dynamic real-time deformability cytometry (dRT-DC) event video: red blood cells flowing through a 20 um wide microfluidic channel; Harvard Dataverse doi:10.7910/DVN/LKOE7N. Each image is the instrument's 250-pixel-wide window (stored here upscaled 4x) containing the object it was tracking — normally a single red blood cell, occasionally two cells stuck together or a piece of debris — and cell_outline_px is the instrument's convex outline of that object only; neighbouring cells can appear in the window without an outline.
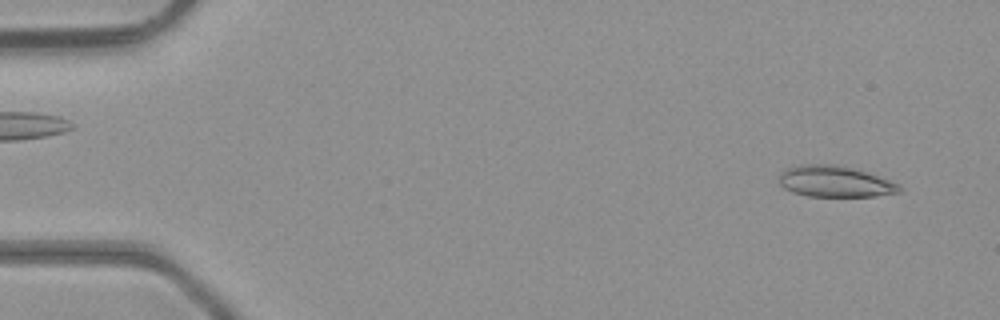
{"species": "common noctule bat (a hibernating species)", "species_latin": "Nyctalus noctula", "temperature_condition": "room temperature", "stored_images_in_passage": 47, "camera_frame_rate_fps": 3000, "um_per_image_px": 0.085, "animal": {"sex": "male", "body_mass_g": 23.1, "forearm_length_mm": 52.7}, "frame": {"image": 1, "passage_image": 4, "time_ms": 1.0, "image_size_px": [1000, 320], "cell_outline_px": [[904, 188], [900, 192], [876, 196], [808, 196], [792, 192], [784, 188], [780, 184], [780, 172], [784, 168], [800, 164], [832, 164], [860, 168], [900, 184]], "centroid_in_image_um": [71.01, 15.41], "position_along_channel_um": 14.0, "area_um2": 22.37}}
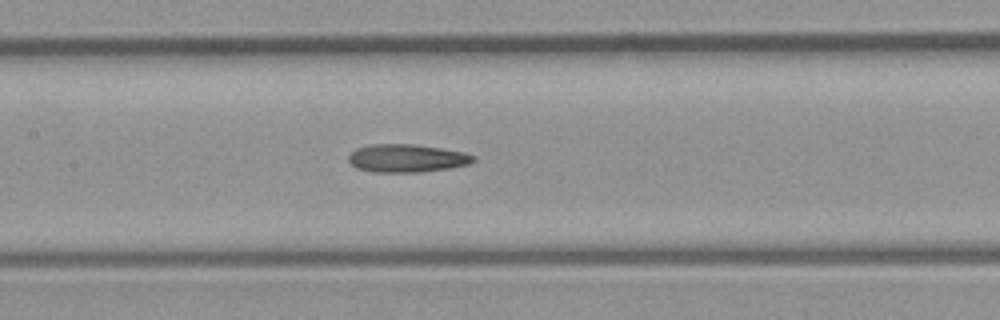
{"frame": {"image": 2, "passage_image": 23, "time_ms": 7.333, "image_size_px": [1000, 320], "cell_outline_px": [[476, 160], [468, 164], [448, 168], [424, 172], [372, 172], [356, 168], [348, 160], [348, 156], [356, 148], [372, 144], [412, 144], [440, 148], [464, 152], [476, 156]], "centroid_in_image_um": [34.57, 13.45], "position_along_channel_um": 172.8, "area_um2": 20.4}}
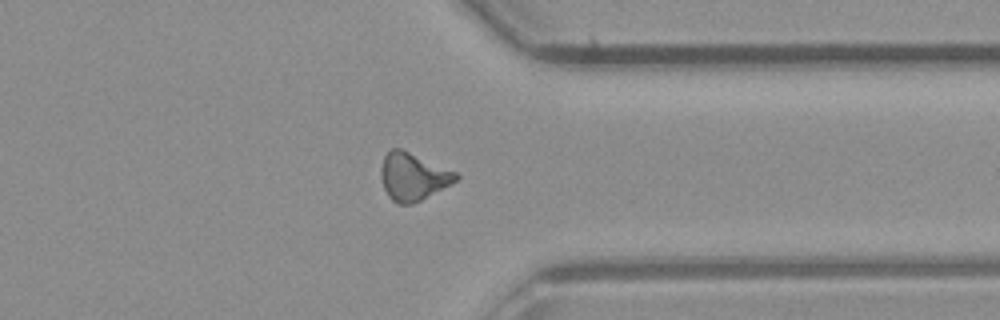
{"frame": {"image": 3, "passage_image": 37, "time_ms": 12.0, "image_size_px": [1000, 320], "cell_outline_px": [[460, 176], [456, 180], [420, 200], [412, 204], [400, 204], [392, 200], [388, 196], [384, 188], [380, 176], [380, 172], [384, 156], [392, 148], [400, 148], [460, 172]], "centroid_in_image_um": [35.11, 14.99], "position_along_channel_um": 376.3, "area_um2": 20.69}, "authors_computed_cell_mechanics": {"area_um2": 20.1144, "velocity_mm_per_s": 4.4425, "shape_relaxation_time_tau1_ms": null, "shape_relaxation_time_tau2_ms": 2.7919, "deformation_change_tau1": null, "deformation_change_tau2": 0.137}}